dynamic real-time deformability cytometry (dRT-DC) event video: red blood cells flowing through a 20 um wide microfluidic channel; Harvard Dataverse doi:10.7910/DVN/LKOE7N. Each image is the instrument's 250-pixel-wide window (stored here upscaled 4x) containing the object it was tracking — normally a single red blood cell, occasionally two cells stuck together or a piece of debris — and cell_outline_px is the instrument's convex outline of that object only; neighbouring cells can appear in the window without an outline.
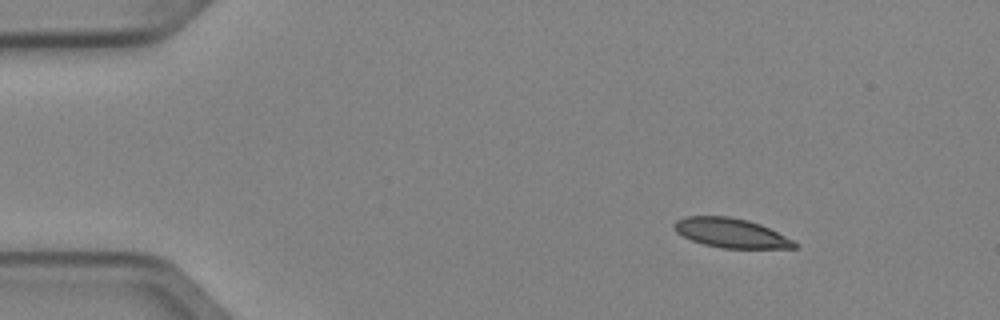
{"species": "Egyptian fruit bat (a non-hibernating species)", "species_latin": "Rousettus aegyptiacus", "temperature_condition": "cold", "stored_images_in_passage": 3, "camera_frame_rate_fps": 3000, "um_per_image_px": 0.085, "animal": {"sex": "female"}, "frame": {"image": 1, "passage_image": 1, "time_ms": 0.0, "image_size_px": [1000, 320], "cell_outline_px": [[796, 248], [720, 248], [704, 244], [692, 240], [676, 232], [672, 228], [672, 224], [676, 220], [684, 216], [728, 216], [748, 220], [760, 224], [792, 240], [796, 244]], "centroid_in_image_um": [62.06, 19.79], "position_along_channel_um": 22.9, "area_um2": 20.46}}